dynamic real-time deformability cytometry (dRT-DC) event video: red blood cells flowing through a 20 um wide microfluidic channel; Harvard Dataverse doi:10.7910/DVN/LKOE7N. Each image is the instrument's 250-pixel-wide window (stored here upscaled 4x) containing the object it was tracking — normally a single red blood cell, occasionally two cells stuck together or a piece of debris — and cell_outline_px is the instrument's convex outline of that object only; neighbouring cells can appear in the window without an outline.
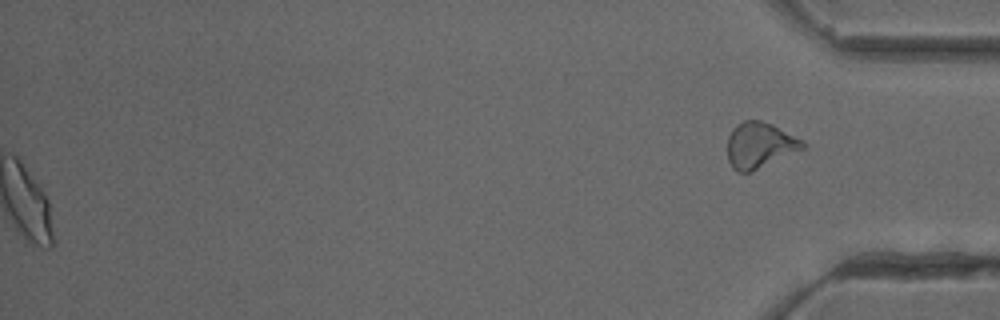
{"species": "common noctule bat (a hibernating species)", "species_latin": "Nyctalus noctula", "temperature_condition": "cold", "stored_images_in_passage": 51, "segment_of_instrument_passage": [2, 2], "camera_frame_rate_fps": 3000, "um_per_image_px": 0.085, "animal": {"sex": "female"}, "frame": {"image": 1, "passage_image": 51, "time_ms": 16.667, "image_size_px": [1000, 320], "cell_outline_px": [[808, 144], [804, 148], [752, 172], [736, 172], [732, 168], [728, 160], [728, 136], [732, 128], [736, 124], [744, 120], [760, 120], [772, 124], [804, 140]], "centroid_in_image_um": [64.57, 12.34], "position_along_channel_um": 370.6, "area_um2": 20.29}}